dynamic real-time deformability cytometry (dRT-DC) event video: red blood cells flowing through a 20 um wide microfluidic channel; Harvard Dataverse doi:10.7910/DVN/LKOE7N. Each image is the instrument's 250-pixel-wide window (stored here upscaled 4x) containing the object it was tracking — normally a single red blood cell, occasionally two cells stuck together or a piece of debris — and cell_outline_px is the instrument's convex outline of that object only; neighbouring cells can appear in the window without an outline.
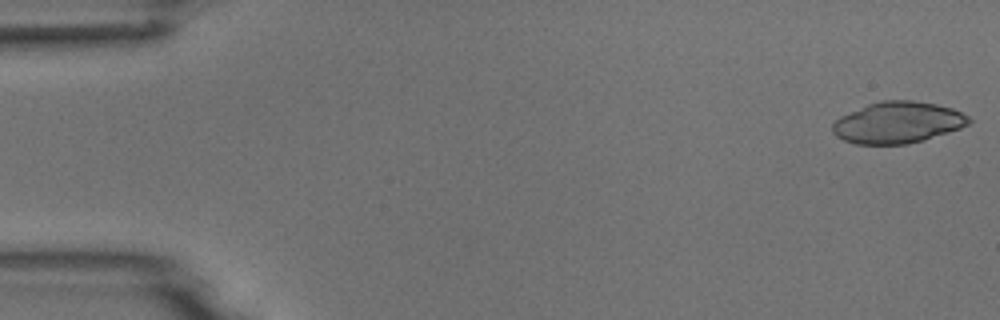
{"species": "common noctule bat (a hibernating species)", "species_latin": "Nyctalus noctula", "temperature_condition": "room temperature", "stored_images_in_passage": 4, "camera_frame_rate_fps": 3000, "um_per_image_px": 0.085, "animal": {"sex": "male", "body_mass_g": 18.8}, "frame": {"image": 1, "passage_image": 1, "time_ms": 0.0, "image_size_px": [1000, 320], "cell_outline_px": [[972, 120], [968, 124], [960, 128], [924, 140], [908, 144], [856, 144], [844, 140], [836, 136], [832, 132], [832, 124], [840, 116], [868, 104], [880, 100], [912, 100], [936, 104], [952, 108], [968, 116]], "centroid_in_image_um": [76.29, 10.41], "position_along_channel_um": 8.7, "area_um2": 32.89}}